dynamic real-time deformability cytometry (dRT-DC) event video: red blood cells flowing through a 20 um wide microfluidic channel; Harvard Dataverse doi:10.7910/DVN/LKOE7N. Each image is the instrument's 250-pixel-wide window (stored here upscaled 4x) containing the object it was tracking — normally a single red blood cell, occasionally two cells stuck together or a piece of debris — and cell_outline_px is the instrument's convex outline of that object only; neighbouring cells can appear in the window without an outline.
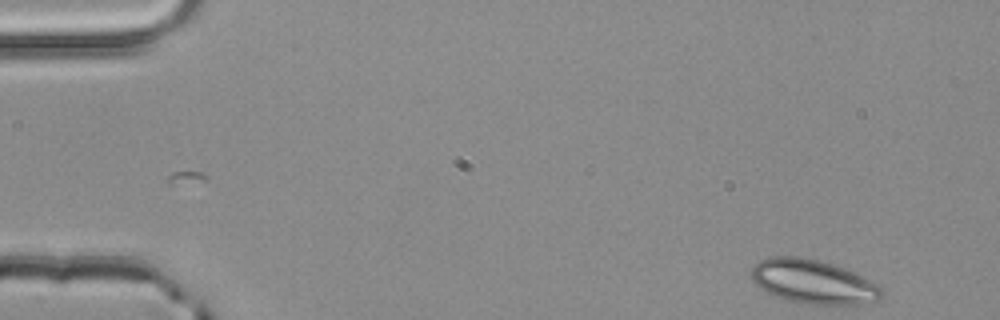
{"species": "common noctule bat (a hibernating species)", "species_latin": "Nyctalus noctula", "temperature_condition": "room temperature", "stored_images_in_passage": 49, "camera_frame_rate_fps": 3000, "um_per_image_px": 0.085, "animal": {"sex": "male", "body_mass_g": 20.4}, "frame": {"image": 1, "passage_image": 1, "time_ms": 0.0, "image_size_px": [1000, 320], "cell_outline_px": [[884, 296], [880, 300], [856, 304], [808, 304], [784, 300], [772, 296], [760, 288], [748, 276], [752, 268], [760, 260], [768, 256], [800, 256], [820, 260], [844, 268], [880, 284], [884, 292]], "centroid_in_image_um": [69.1, 23.94], "position_along_channel_um": 15.9, "area_um2": 33.99}}
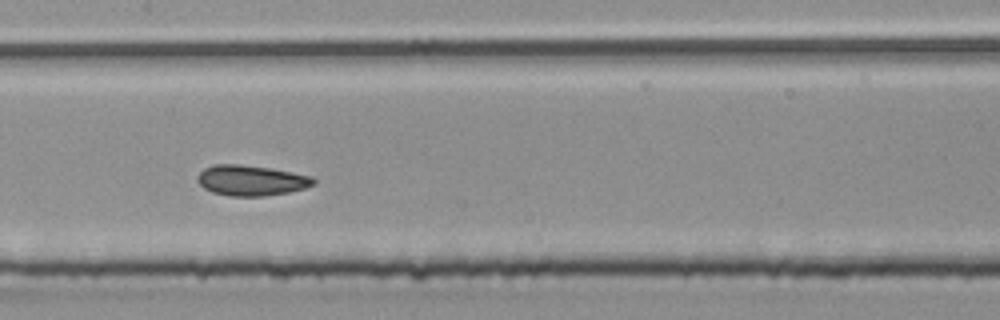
{"frame": {"image": 2, "passage_image": 23, "time_ms": 7.333, "image_size_px": [1000, 320], "cell_outline_px": [[316, 184], [304, 188], [288, 192], [264, 196], [228, 196], [212, 192], [204, 188], [196, 180], [196, 176], [204, 168], [216, 164], [240, 164], [272, 168], [312, 176], [316, 180]], "centroid_in_image_um": [21.34, 15.33], "position_along_channel_um": 186.1, "area_um2": 20.75}}
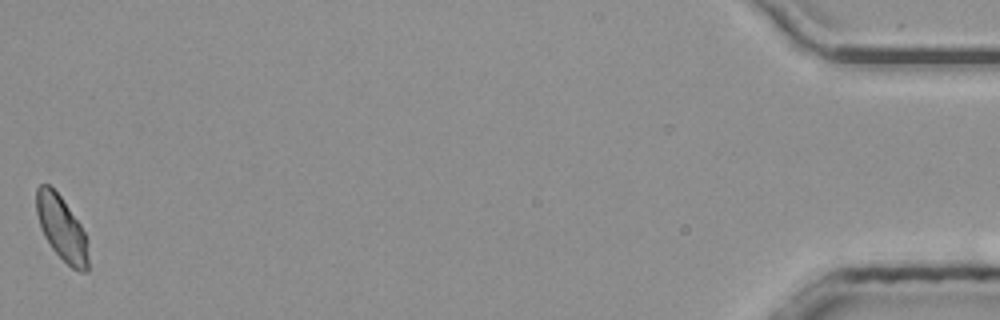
{"frame": {"image": 3, "passage_image": 49, "time_ms": 16.0, "image_size_px": [1000, 320], "cell_outline_px": [[88, 272], [80, 272], [72, 268], [52, 248], [44, 236], [40, 228], [36, 212], [36, 188], [40, 184], [48, 184], [60, 196], [80, 224], [88, 240]], "centroid_in_image_um": [5.24, 19.42], "position_along_channel_um": 430.0, "area_um2": 19.42}, "authors_computed_cell_mechanics": {"area_um2": 20.519, "velocity_mm_per_s": 3.9997, "shape_relaxation_time_tau1_ms": 4.8136, "shape_relaxation_time_tau2_ms": 1.6275, "deformation_change_tau1": 0.0713, "deformation_change_tau2": 0.0617}}